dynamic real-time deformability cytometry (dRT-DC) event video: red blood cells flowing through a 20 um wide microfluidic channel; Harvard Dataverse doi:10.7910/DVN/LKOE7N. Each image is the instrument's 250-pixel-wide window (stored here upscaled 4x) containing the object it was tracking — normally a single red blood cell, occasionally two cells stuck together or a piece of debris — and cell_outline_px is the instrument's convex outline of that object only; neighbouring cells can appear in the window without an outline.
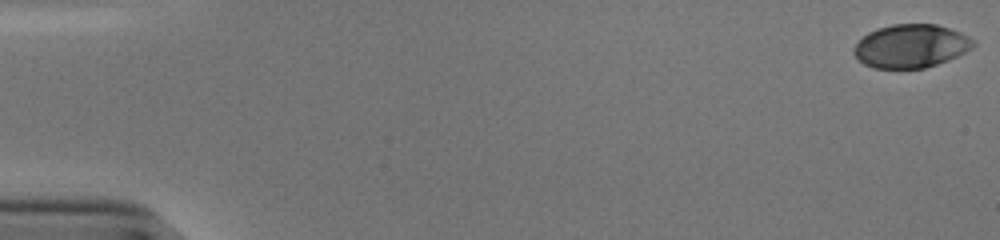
{"species": "human", "species_latin": "Homo sapiens", "temperature_condition": "cold", "stored_images_in_passage": 12, "camera_frame_rate_fps": 3000, "um_per_image_px": 0.085, "donor": {"sex": "male"}, "frame": {"image": 1, "passage_image": 1, "time_ms": 0.0, "image_size_px": [1000, 240], "cell_outline_px": [[976, 44], [972, 48], [948, 60], [924, 68], [872, 68], [864, 64], [852, 52], [852, 48], [868, 32], [876, 28], [892, 24], [936, 24], [948, 28], [968, 36]], "centroid_in_image_um": [77.39, 3.91], "position_along_channel_um": 7.6, "area_um2": 30.0}}